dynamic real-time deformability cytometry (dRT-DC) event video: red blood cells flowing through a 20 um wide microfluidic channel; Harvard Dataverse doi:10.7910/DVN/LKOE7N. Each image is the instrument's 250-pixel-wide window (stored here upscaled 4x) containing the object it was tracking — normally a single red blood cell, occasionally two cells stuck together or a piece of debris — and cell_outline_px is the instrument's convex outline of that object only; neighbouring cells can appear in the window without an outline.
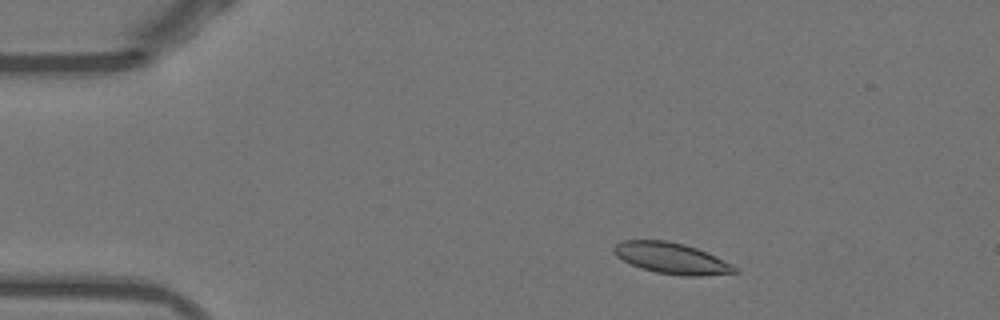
{"species": "Egyptian fruit bat (a non-hibernating species)", "species_latin": "Rousettus aegyptiacus", "temperature_condition": "warm", "stored_images_in_passage": 49, "camera_frame_rate_fps": 3000, "um_per_image_px": 0.085, "animal": {"sex": "female"}, "frame": {"image": 1, "passage_image": 6, "time_ms": 1.667, "image_size_px": [1000, 320], "cell_outline_px": [[736, 272], [700, 276], [680, 276], [656, 272], [640, 268], [616, 256], [612, 252], [612, 248], [620, 240], [668, 240], [684, 244], [696, 248], [716, 256], [732, 264], [736, 268]], "centroid_in_image_um": [57.04, 21.94], "position_along_channel_um": 28.0, "area_um2": 21.85}}
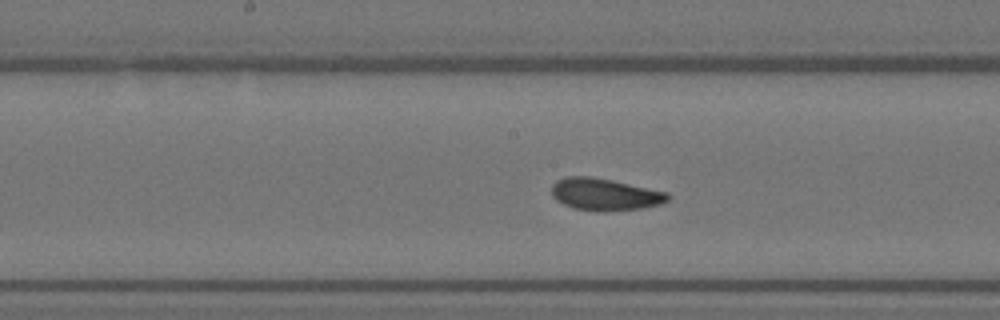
{"frame": {"image": 2, "passage_image": 24, "time_ms": 7.667, "image_size_px": [1000, 320], "cell_outline_px": [[672, 196], [668, 200], [660, 204], [640, 208], [604, 212], [596, 212], [572, 208], [556, 200], [552, 196], [552, 184], [556, 180], [564, 176], [592, 176], [612, 180], [668, 192]], "centroid_in_image_um": [51.39, 16.52], "position_along_channel_um": 196.8, "area_um2": 22.02}}
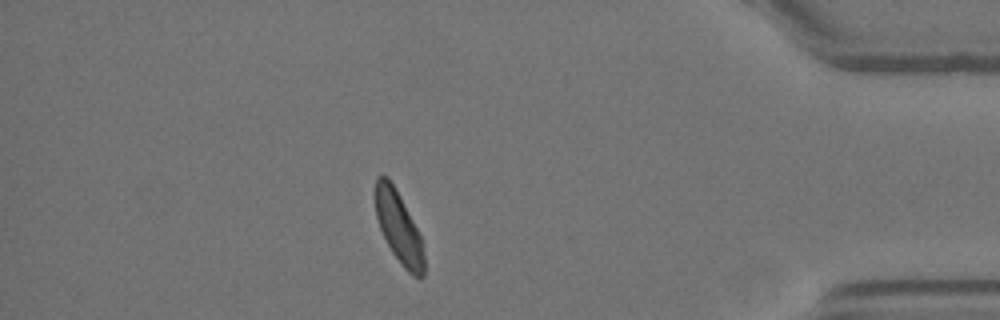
{"frame": {"image": 3, "passage_image": 43, "time_ms": 14.0, "image_size_px": [1000, 320], "cell_outline_px": [[424, 276], [412, 276], [404, 268], [392, 252], [380, 228], [376, 216], [376, 176], [388, 176], [412, 220], [420, 236], [424, 256]], "centroid_in_image_um": [33.89, 19.36], "position_along_channel_um": 401.3, "area_um2": 19.54}, "authors_computed_cell_mechanics": {"area_um2": 21.6172, "velocity_mm_per_s": 3.8653, "shape_relaxation_time_tau1_ms": 4.7898, "shape_relaxation_time_tau2_ms": 1.5502, "deformation_change_tau1": 0.1399, "deformation_change_tau2": 0.0629}}